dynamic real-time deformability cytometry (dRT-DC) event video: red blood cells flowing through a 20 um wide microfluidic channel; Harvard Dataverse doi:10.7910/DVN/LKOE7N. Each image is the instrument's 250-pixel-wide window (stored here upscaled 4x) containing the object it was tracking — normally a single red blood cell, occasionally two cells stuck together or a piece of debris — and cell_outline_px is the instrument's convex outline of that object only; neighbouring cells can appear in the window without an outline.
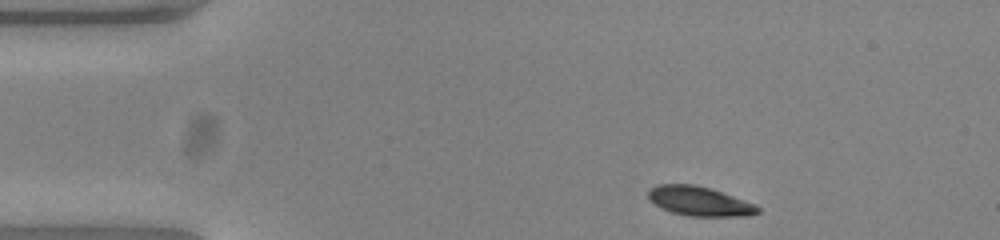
{"species": "common noctule bat (a hibernating species)", "species_latin": "Nyctalus noctula", "temperature_condition": "warm", "stored_images_in_passage": 46, "camera_frame_rate_fps": 3000, "um_per_image_px": 0.085, "animal": {"sex": "female", "body_mass_g": 23.0, "forearm_length_mm": 53.4}, "frame": {"image": 1, "passage_image": 1, "time_ms": 0.0, "image_size_px": [1000, 240], "cell_outline_px": [[760, 212], [748, 216], [688, 216], [672, 212], [648, 200], [648, 188], [660, 184], [692, 184], [708, 188], [756, 204], [760, 208]], "centroid_in_image_um": [59.45, 17.11], "position_along_channel_um": 25.6, "area_um2": 18.55}}
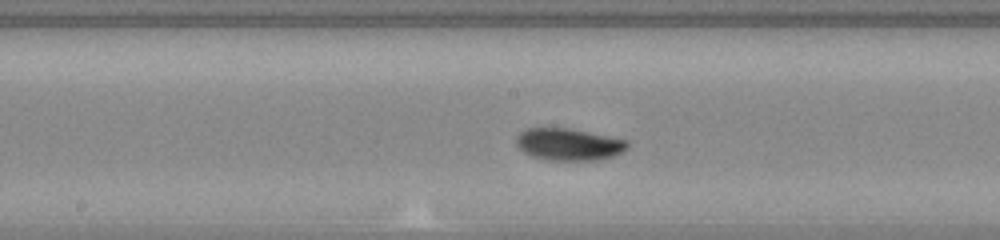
{"frame": {"image": 2, "passage_image": 20, "time_ms": 6.333, "image_size_px": [1000, 240], "cell_outline_px": [[628, 148], [612, 156], [600, 160], [544, 160], [532, 156], [524, 152], [516, 144], [516, 136], [520, 132], [528, 128], [568, 128], [628, 140]], "centroid_in_image_um": [48.32, 12.27], "position_along_channel_um": 199.9, "area_um2": 20.69}}
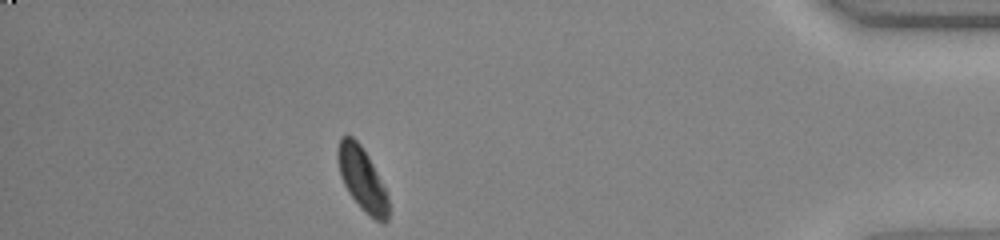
{"frame": {"image": 3, "passage_image": 40, "time_ms": 13.0, "image_size_px": [1000, 240], "cell_outline_px": [[388, 220], [384, 224], [368, 216], [360, 208], [348, 192], [340, 176], [336, 156], [336, 148], [340, 136], [352, 136], [360, 144], [368, 156], [384, 188], [388, 200]], "centroid_in_image_um": [30.74, 15.22], "position_along_channel_um": 404.5, "area_um2": 18.73}, "authors_computed_cell_mechanics": {"area_um2": 19.7387, "velocity_mm_per_s": 3.8169, "shape_relaxation_time_tau1_ms": 1.7407, "shape_relaxation_time_tau2_ms": null, "deformation_change_tau1": 0.0978, "deformation_change_tau2": null}}